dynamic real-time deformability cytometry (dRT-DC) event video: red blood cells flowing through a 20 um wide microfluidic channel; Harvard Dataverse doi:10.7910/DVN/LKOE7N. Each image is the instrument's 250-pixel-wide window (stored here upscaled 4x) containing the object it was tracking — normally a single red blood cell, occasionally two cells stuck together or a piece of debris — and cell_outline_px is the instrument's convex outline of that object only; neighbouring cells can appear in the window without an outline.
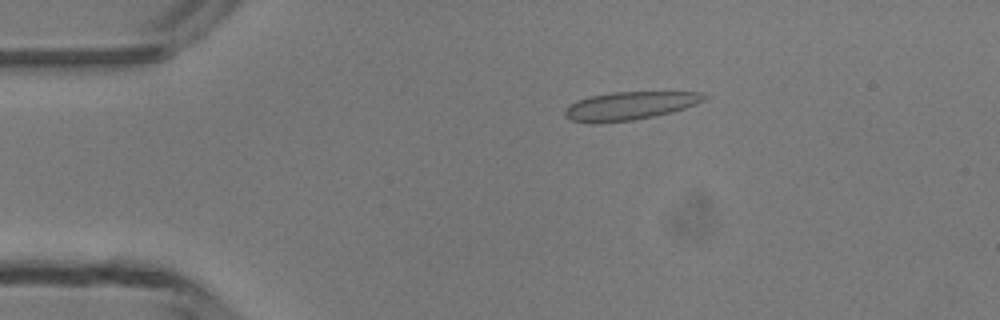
{"species": "common noctule bat (a hibernating species)", "species_latin": "Nyctalus noctula", "temperature_condition": "room temperature", "stored_images_in_passage": 4, "segment_of_instrument_passage": [1, 2], "camera_frame_rate_fps": 3000, "um_per_image_px": 0.085, "animal": {"sex": "male", "body_mass_g": 13.3}, "frame": {"image": 1, "passage_image": 2, "time_ms": 1.333, "image_size_px": [1000, 320], "cell_outline_px": [[708, 96], [704, 100], [696, 104], [672, 112], [632, 120], [600, 124], [588, 124], [572, 120], [564, 116], [564, 112], [572, 104], [580, 100], [592, 96], [612, 92], [704, 92]], "centroid_in_image_um": [53.54, 9.01], "position_along_channel_um": 31.5, "area_um2": 22.77}}